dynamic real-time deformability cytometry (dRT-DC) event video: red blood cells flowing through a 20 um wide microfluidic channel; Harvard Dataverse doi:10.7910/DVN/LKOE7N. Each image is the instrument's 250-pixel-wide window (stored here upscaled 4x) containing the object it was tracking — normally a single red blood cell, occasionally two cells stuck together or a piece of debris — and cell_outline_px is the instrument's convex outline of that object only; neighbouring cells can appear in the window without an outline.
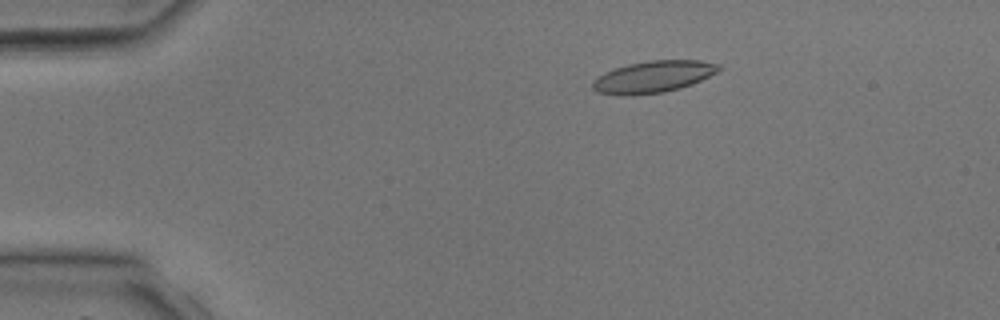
{"species": "common noctule bat (a hibernating species)", "species_latin": "Nyctalus noctula", "temperature_condition": "room temperature", "stored_images_in_passage": 4, "camera_frame_rate_fps": 3000, "um_per_image_px": 0.085, "animal": {"sex": "male", "body_mass_g": 17.9, "forearm_length_mm": 54.2}, "frame": {"image": 1, "passage_image": 3, "time_ms": 2.333, "image_size_px": [1000, 320], "cell_outline_px": [[720, 68], [716, 72], [692, 84], [680, 88], [664, 92], [624, 96], [620, 96], [596, 92], [592, 88], [592, 80], [604, 72], [628, 64], [648, 60], [700, 60], [720, 64]], "centroid_in_image_um": [55.48, 6.53], "position_along_channel_um": 29.5, "area_um2": 23.41}}